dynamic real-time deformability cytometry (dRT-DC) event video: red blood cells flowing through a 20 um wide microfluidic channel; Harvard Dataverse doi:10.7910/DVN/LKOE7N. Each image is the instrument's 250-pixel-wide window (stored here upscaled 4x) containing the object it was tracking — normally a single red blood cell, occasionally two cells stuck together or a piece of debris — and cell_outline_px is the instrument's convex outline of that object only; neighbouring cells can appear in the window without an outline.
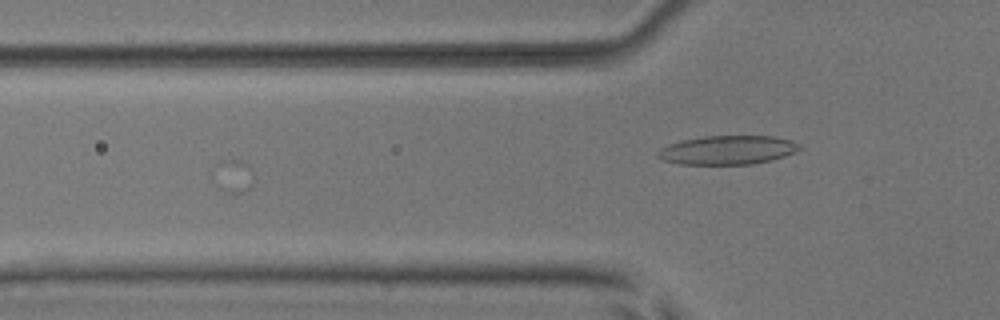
{"species": "common noctule bat (a hibernating species)", "species_latin": "Nyctalus noctula", "temperature_condition": "room temperature", "stored_images_in_passage": 17, "camera_frame_rate_fps": 3000, "um_per_image_px": 0.085, "animal": {"sex": "male", "body_mass_g": 17.9, "forearm_length_mm": 54.2}, "frame": {"image": 1, "passage_image": 17, "time_ms": 5.333, "image_size_px": [1000, 320], "cell_outline_px": [[804, 148], [784, 156], [772, 160], [752, 164], [680, 164], [664, 160], [656, 156], [656, 152], [660, 148], [668, 144], [680, 140], [704, 136], [772, 136], [792, 140], [800, 144]], "centroid_in_image_um": [61.84, 12.74], "position_along_channel_um": 64.0, "area_um2": 24.04}}